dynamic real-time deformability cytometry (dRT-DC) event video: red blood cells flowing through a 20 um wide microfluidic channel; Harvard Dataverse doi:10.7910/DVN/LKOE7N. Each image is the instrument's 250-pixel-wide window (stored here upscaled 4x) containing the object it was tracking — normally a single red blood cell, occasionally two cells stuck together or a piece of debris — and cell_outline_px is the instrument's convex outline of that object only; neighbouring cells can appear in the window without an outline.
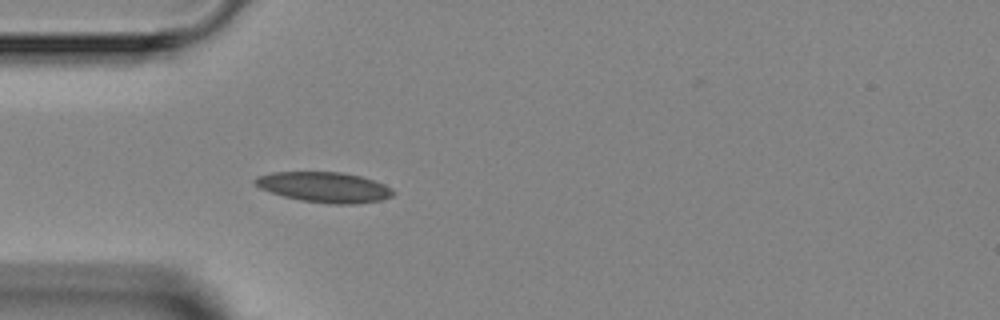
{"species": "Egyptian fruit bat (a non-hibernating species)", "species_latin": "Rousettus aegyptiacus", "temperature_condition": "room temperature", "stored_images_in_passage": 2, "camera_frame_rate_fps": 3000, "um_per_image_px": 0.085, "animal": {"sex": "female"}, "frame": {"image": 1, "passage_image": 2, "time_ms": 1.333, "image_size_px": [1000, 320], "cell_outline_px": [[396, 192], [392, 196], [380, 200], [352, 204], [332, 204], [300, 200], [284, 196], [260, 188], [252, 180], [256, 176], [272, 172], [344, 172], [360, 176], [384, 184], [392, 188]], "centroid_in_image_um": [27.57, 15.9], "position_along_channel_um": 57.4, "area_um2": 24.33}}